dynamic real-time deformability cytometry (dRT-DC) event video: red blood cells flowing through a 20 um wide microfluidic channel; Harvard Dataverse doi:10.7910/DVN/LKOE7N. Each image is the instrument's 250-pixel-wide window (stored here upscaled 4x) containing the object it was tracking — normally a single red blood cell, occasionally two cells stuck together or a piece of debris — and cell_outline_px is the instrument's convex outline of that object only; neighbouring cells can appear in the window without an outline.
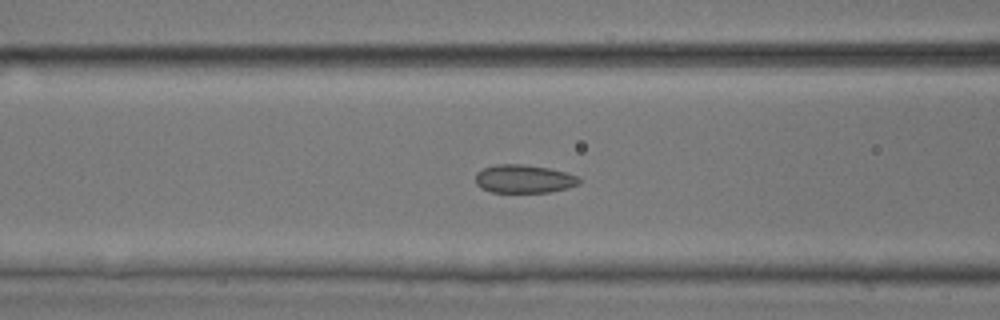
{"species": "common noctule bat (a hibernating species)", "species_latin": "Nyctalus noctula", "temperature_condition": "room temperature", "stored_images_in_passage": 51, "camera_frame_rate_fps": 3000, "um_per_image_px": 0.085, "animal": {"sex": "male", "body_mass_g": 17.9, "forearm_length_mm": 54.2}, "frame": {"image": 1, "passage_image": 21, "time_ms": 6.667, "image_size_px": [1000, 320], "cell_outline_px": [[580, 184], [568, 188], [548, 192], [492, 192], [480, 188], [476, 184], [476, 172], [484, 168], [496, 164], [524, 164], [548, 168], [564, 172], [576, 176], [580, 180]], "centroid_in_image_um": [44.51, 15.21], "position_along_channel_um": 122.1, "area_um2": 17.05}}
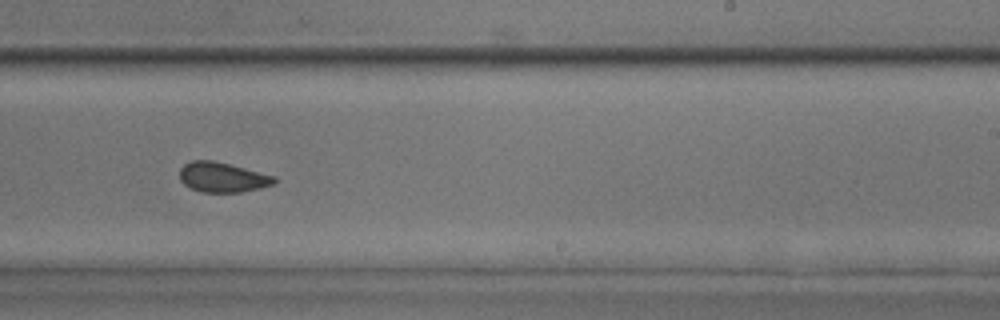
{"frame": {"image": 2, "passage_image": 32, "time_ms": 10.333, "image_size_px": [1000, 320], "cell_outline_px": [[276, 184], [260, 188], [240, 192], [200, 192], [184, 184], [180, 180], [180, 168], [184, 164], [192, 160], [212, 160], [276, 176]], "centroid_in_image_um": [18.91, 15.07], "position_along_channel_um": 270.1, "area_um2": 16.47}}
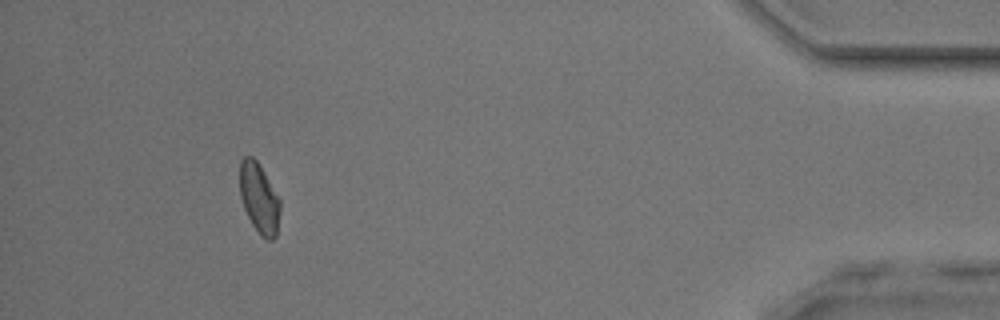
{"frame": {"image": 3, "passage_image": 47, "time_ms": 15.333, "image_size_px": [1000, 320], "cell_outline_px": [[280, 212], [276, 236], [272, 240], [268, 240], [260, 236], [252, 224], [244, 208], [240, 196], [240, 160], [244, 156], [252, 156], [256, 160], [280, 200]], "centroid_in_image_um": [22.02, 16.88], "position_along_channel_um": 413.2, "area_um2": 16.3}, "authors_computed_cell_mechanics": {"area_um2": 17.051, "velocity_mm_per_s": 4.0527, "shape_relaxation_time_tau1_ms": null, "shape_relaxation_time_tau2_ms": 1.446, "deformation_change_tau1": null, "deformation_change_tau2": 0.0696}}